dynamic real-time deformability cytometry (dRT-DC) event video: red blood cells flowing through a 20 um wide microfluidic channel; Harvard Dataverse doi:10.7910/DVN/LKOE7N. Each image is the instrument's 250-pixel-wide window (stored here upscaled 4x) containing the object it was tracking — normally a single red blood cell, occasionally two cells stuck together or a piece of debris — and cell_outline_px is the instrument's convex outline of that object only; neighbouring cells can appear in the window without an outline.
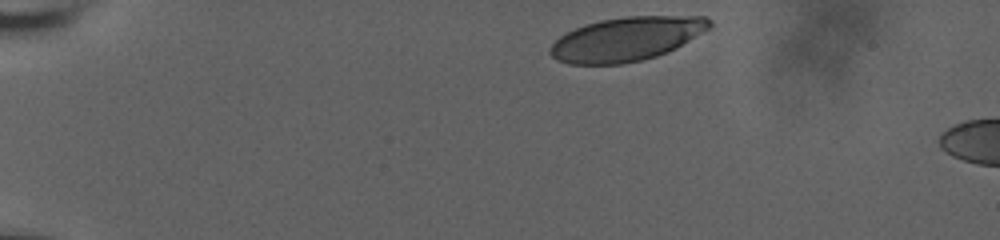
{"species": "human", "species_latin": "Homo sapiens", "temperature_condition": "room temperature", "stored_images_in_passage": 4, "camera_frame_rate_fps": 3000, "um_per_image_px": 0.085, "donor": {"sex": "male"}, "frame": {"image": 1, "passage_image": 1, "time_ms": 0.0, "image_size_px": [1000, 240], "cell_outline_px": [[712, 24], [708, 28], [676, 48], [668, 52], [656, 56], [640, 60], [620, 64], [568, 64], [556, 60], [548, 52], [552, 44], [560, 36], [584, 24], [600, 20], [628, 16], [704, 16], [712, 20]], "centroid_in_image_um": [53.23, 3.31], "position_along_channel_um": 31.8, "area_um2": 40.52}}